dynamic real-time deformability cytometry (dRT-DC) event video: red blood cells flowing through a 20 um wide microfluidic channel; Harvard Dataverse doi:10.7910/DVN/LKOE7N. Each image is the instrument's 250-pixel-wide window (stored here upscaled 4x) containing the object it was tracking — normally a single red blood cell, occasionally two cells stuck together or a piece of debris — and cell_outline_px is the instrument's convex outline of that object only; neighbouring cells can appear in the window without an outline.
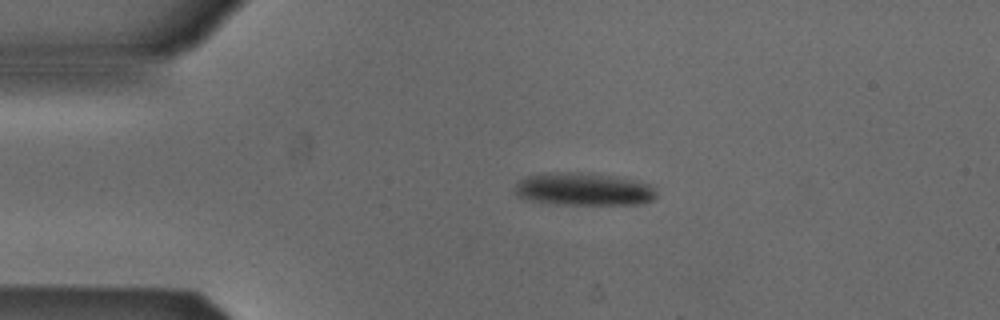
{"species": "Egyptian fruit bat (a non-hibernating species)", "species_latin": "Rousettus aegyptiacus", "temperature_condition": "cold", "stored_images_in_passage": 42, "camera_frame_rate_fps": 3000, "um_per_image_px": 0.085, "animal": {"sex": "male"}, "frame": {"image": 1, "passage_image": 1, "time_ms": 0.0, "image_size_px": [1000, 320], "cell_outline_px": [[656, 196], [652, 200], [644, 204], [556, 204], [532, 200], [516, 196], [512, 192], [516, 184], [520, 180], [528, 176], [556, 172], [580, 172], [612, 176], [652, 184], [656, 192]], "centroid_in_image_um": [49.61, 16.09], "position_along_channel_um": 35.4, "area_um2": 26.93}}
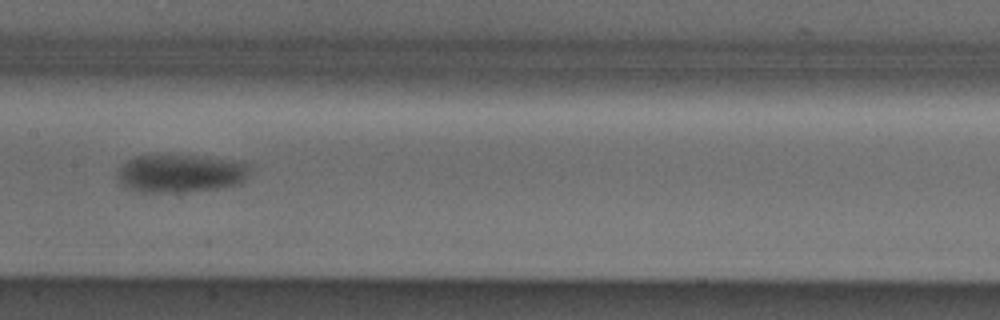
{"frame": {"image": 2, "passage_image": 16, "time_ms": 5.0, "image_size_px": [1000, 320], "cell_outline_px": [[248, 172], [244, 184], [220, 188], [176, 192], [144, 192], [120, 184], [116, 176], [116, 172], [128, 160], [136, 156], [192, 156], [232, 160], [248, 164]], "centroid_in_image_um": [15.36, 14.75], "position_along_channel_um": 192.0, "area_um2": 28.96}}
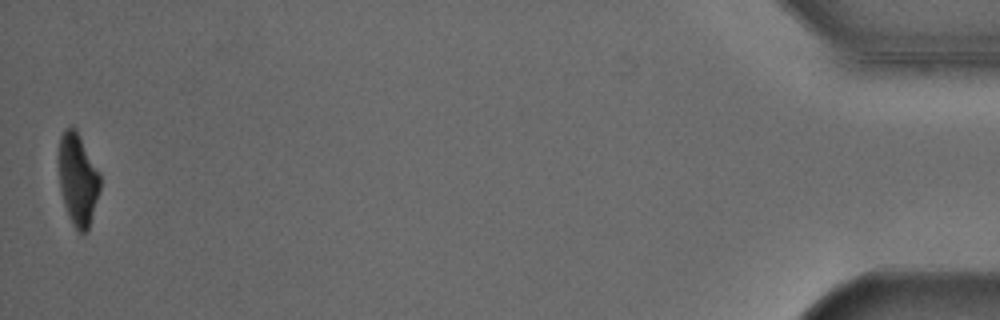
{"frame": {"image": 3, "passage_image": 42, "time_ms": 13.667, "image_size_px": [1000, 320], "cell_outline_px": [[100, 188], [88, 232], [80, 232], [72, 224], [68, 216], [64, 204], [60, 188], [60, 136], [64, 128], [72, 128], [80, 136], [100, 172]], "centroid_in_image_um": [6.64, 15.29], "position_along_channel_um": 428.6, "area_um2": 21.79}, "authors_computed_cell_mechanics": {"area_um2": 28.2931, "velocity_mm_per_s": 3.8772, "shape_relaxation_time_tau1_ms": 4.1558, "shape_relaxation_time_tau2_ms": null, "deformation_change_tau1": 0.125, "deformation_change_tau2": null}}